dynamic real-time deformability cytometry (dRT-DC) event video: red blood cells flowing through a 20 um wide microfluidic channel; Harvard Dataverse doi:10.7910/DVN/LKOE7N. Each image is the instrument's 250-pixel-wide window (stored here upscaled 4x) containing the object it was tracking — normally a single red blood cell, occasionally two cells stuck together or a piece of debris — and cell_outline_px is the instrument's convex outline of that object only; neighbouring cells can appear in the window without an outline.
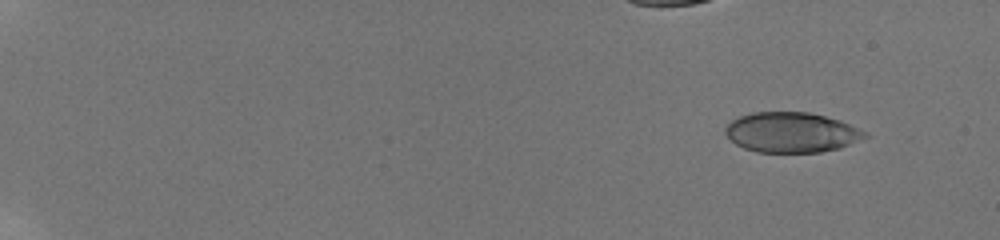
{"species": "human", "species_latin": "Homo sapiens", "temperature_condition": "room temperature", "stored_images_in_passage": 25, "camera_frame_rate_fps": 3000, "um_per_image_px": 0.085, "donor": {"sex": "male"}, "frame": {"image": 1, "passage_image": 1, "time_ms": 0.0, "image_size_px": [1000, 240], "cell_outline_px": [[872, 136], [840, 148], [820, 152], [756, 152], [744, 148], [736, 144], [724, 132], [724, 128], [732, 120], [740, 116], [752, 112], [808, 112], [840, 120], [868, 132]], "centroid_in_image_um": [67.32, 11.25], "position_along_channel_um": 17.7, "area_um2": 32.83}}
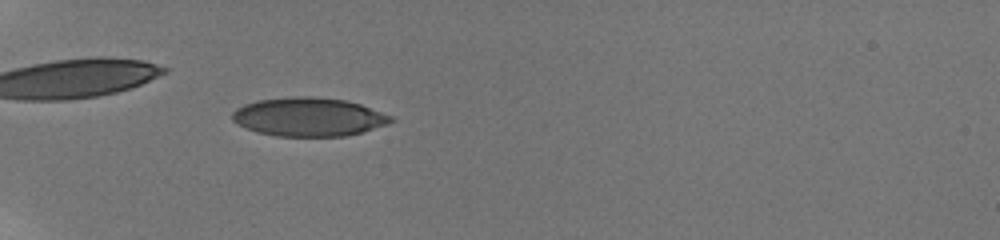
{"frame": {"image": 2, "passage_image": 22, "time_ms": 5.333, "image_size_px": [1000, 240], "cell_outline_px": [[396, 120], [388, 124], [360, 132], [344, 136], [276, 136], [256, 132], [232, 120], [232, 112], [236, 108], [244, 104], [256, 100], [288, 96], [312, 96], [348, 100], [360, 104], [392, 116]], "centroid_in_image_um": [26.23, 9.92], "position_along_channel_um": 58.8, "area_um2": 35.84}}
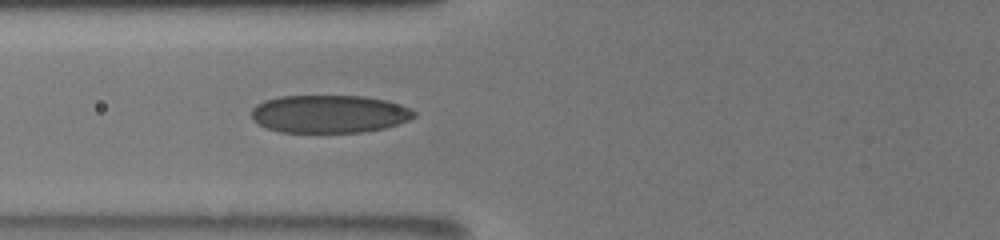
{"frame": {"image": 3, "passage_image": 25, "time_ms": 7.0, "image_size_px": [1000, 240], "cell_outline_px": [[416, 116], [408, 120], [384, 128], [360, 132], [280, 132], [268, 128], [252, 120], [252, 108], [256, 104], [264, 100], [280, 96], [364, 96], [388, 100], [400, 104], [416, 112]], "centroid_in_image_um": [27.98, 9.67], "position_along_channel_um": 97.8, "area_um2": 35.89}}